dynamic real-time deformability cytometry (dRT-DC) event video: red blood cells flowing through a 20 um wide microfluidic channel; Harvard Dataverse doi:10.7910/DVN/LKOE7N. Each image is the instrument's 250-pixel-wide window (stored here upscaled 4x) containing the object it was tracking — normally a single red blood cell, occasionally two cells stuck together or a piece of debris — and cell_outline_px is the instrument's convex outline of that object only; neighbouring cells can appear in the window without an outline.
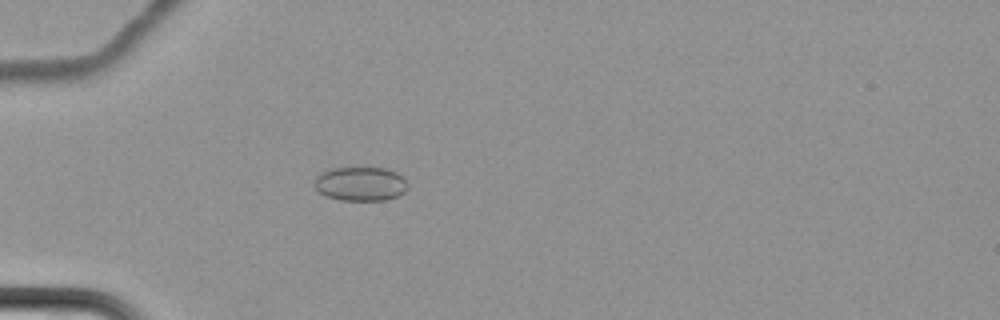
{"species": "common noctule bat (a hibernating species)", "species_latin": "Nyctalus noctula", "temperature_condition": "cold", "stored_images_in_passage": 2, "camera_frame_rate_fps": 3000, "um_per_image_px": 0.085, "animal": {"sex": "female", "body_mass_g": 22.7, "forearm_length_mm": 54.2}, "frame": {"image": 1, "passage_image": 2, "time_ms": 1.0, "image_size_px": [1000, 320], "cell_outline_px": [[408, 188], [400, 196], [384, 200], [340, 200], [324, 196], [316, 188], [316, 176], [332, 168], [384, 168], [396, 172], [404, 176], [408, 184]], "centroid_in_image_um": [30.7, 15.64], "position_along_channel_um": 54.3, "area_um2": 18.55}}